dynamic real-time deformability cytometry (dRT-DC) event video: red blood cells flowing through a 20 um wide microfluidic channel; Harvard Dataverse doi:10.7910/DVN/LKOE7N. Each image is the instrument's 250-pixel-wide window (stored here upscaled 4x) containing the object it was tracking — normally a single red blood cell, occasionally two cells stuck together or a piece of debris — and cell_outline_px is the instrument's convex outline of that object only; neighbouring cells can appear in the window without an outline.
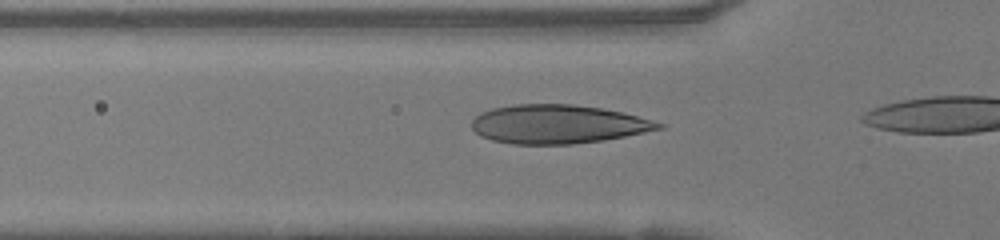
{"species": "human", "species_latin": "Homo sapiens", "temperature_condition": "warm", "stored_images_in_passage": 5, "camera_frame_rate_fps": 3000, "um_per_image_px": 0.085, "donor": {"sex": "female"}, "frame": {"image": 1, "passage_image": 3, "time_ms": 0.667, "image_size_px": [1000, 240], "cell_outline_px": [[664, 128], [604, 140], [572, 144], [512, 144], [492, 140], [480, 136], [472, 128], [472, 120], [480, 112], [492, 108], [516, 104], [572, 104], [600, 108], [620, 112], [652, 120], [664, 124]], "centroid_in_image_um": [47.38, 10.56], "position_along_channel_um": 78.4, "area_um2": 42.02}}